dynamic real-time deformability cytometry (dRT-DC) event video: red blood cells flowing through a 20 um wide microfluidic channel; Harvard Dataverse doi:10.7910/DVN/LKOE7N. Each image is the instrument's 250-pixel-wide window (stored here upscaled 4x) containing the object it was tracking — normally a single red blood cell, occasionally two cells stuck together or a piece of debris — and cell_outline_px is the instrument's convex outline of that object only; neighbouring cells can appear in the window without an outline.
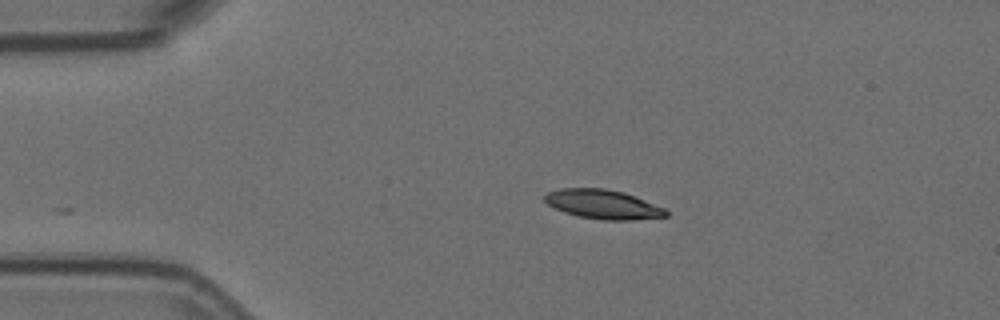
{"species": "Egyptian fruit bat (a non-hibernating species)", "species_latin": "Rousettus aegyptiacus", "temperature_condition": "room temperature", "stored_images_in_passage": 3, "camera_frame_rate_fps": 3000, "um_per_image_px": 0.085, "animal": {"sex": "female"}, "frame": {"image": 1, "passage_image": 3, "time_ms": 0.667, "image_size_px": [1000, 320], "cell_outline_px": [[668, 216], [632, 220], [600, 220], [576, 216], [552, 208], [544, 200], [544, 196], [548, 192], [560, 188], [604, 188], [624, 192], [664, 208], [668, 212]], "centroid_in_image_um": [51.21, 17.37], "position_along_channel_um": 33.8, "area_um2": 20.75}}